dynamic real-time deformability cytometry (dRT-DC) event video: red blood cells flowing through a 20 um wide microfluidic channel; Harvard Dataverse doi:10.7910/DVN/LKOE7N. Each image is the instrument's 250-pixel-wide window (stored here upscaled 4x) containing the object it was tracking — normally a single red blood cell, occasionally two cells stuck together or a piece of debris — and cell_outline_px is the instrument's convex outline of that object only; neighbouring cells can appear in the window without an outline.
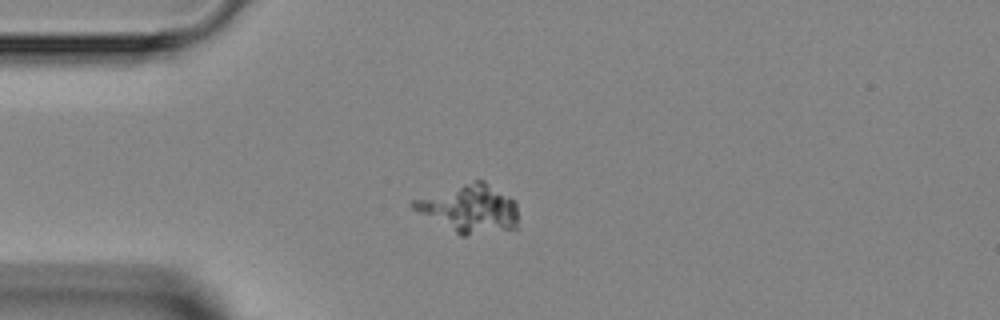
{"species": "Egyptian fruit bat (a non-hibernating species)", "species_latin": "Rousettus aegyptiacus", "temperature_condition": "room temperature", "stored_images_in_passage": 3, "camera_frame_rate_fps": 3000, "um_per_image_px": 0.085, "animal": {"sex": "female"}, "frame": {"image": 1, "passage_image": 3, "time_ms": 2.0, "image_size_px": [1000, 320], "cell_outline_px": [[516, 228], [464, 236], [460, 236], [412, 208], [408, 204], [412, 200], [476, 180], [484, 180], [516, 200]], "centroid_in_image_um": [39.92, 17.74], "position_along_channel_um": 45.1, "area_um2": 28.9}}